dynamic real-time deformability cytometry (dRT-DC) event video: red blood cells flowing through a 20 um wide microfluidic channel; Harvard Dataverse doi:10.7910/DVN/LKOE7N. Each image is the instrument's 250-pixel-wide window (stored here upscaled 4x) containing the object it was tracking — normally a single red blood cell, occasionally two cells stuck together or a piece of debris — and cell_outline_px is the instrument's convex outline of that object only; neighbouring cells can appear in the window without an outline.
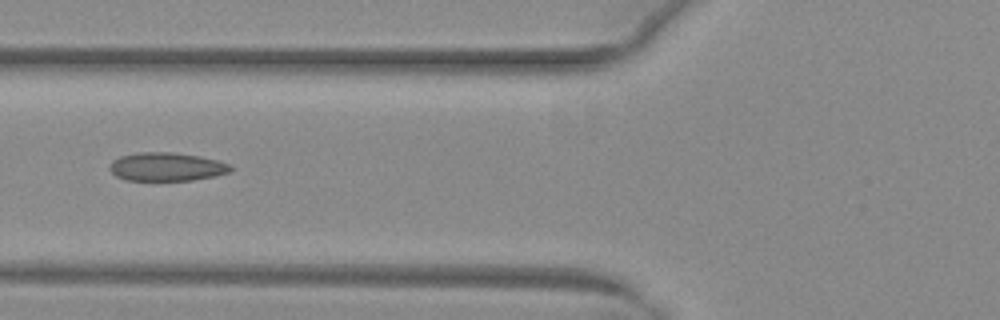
{"species": "common noctule bat (a hibernating species)", "species_latin": "Nyctalus noctula", "temperature_condition": "warm", "stored_images_in_passage": 51, "camera_frame_rate_fps": 3000, "um_per_image_px": 0.085, "animal": {"sex": "female", "body_mass_g": 29.2, "forearm_length_mm": 56.3}, "frame": {"image": 1, "passage_image": 21, "time_ms": 6.667, "image_size_px": [1000, 320], "cell_outline_px": [[232, 172], [192, 180], [128, 180], [116, 176], [108, 168], [112, 160], [120, 156], [136, 152], [172, 152], [200, 156], [232, 164]], "centroid_in_image_um": [14.16, 14.16], "position_along_channel_um": 111.6, "area_um2": 20.11}}
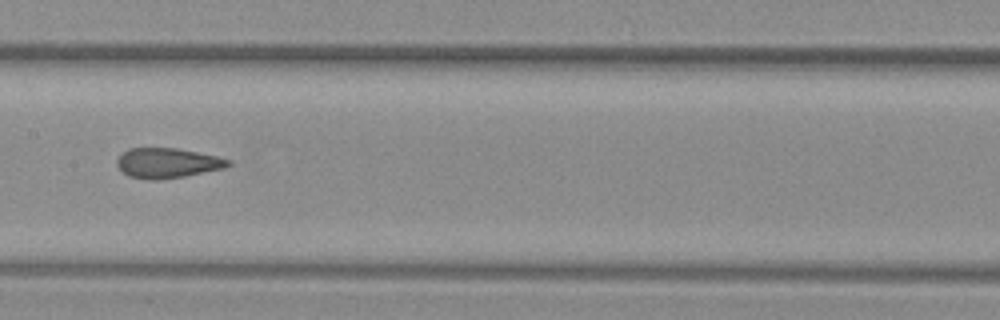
{"frame": {"image": 2, "passage_image": 27, "time_ms": 8.667, "image_size_px": [1000, 320], "cell_outline_px": [[232, 164], [224, 168], [184, 176], [160, 180], [148, 180], [128, 176], [116, 164], [116, 160], [128, 148], [176, 148], [216, 156], [232, 160]], "centroid_in_image_um": [14.23, 13.86], "position_along_channel_um": 193.2, "area_um2": 19.36}}
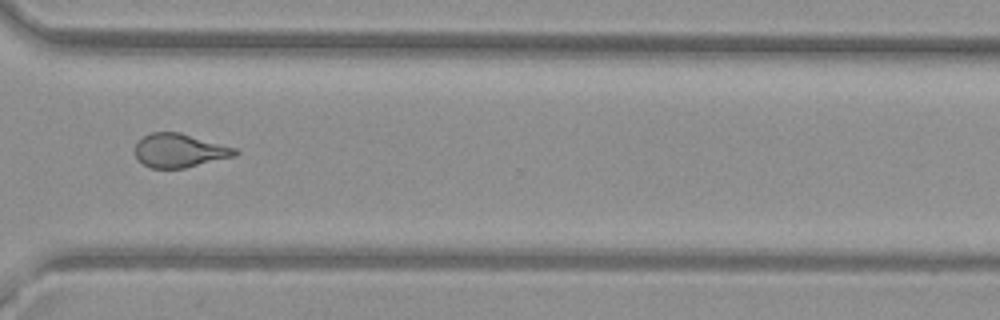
{"frame": {"image": 3, "passage_image": 39, "time_ms": 12.667, "image_size_px": [1000, 320], "cell_outline_px": [[240, 152], [236, 156], [184, 168], [152, 168], [144, 164], [136, 156], [136, 144], [144, 136], [152, 132], [180, 132], [236, 148]], "centroid_in_image_um": [15.3, 12.79], "position_along_channel_um": 355.3, "area_um2": 19.48}, "authors_computed_cell_mechanics": {"area_um2": 21.2704, "velocity_mm_per_s": 4.061, "shape_relaxation_time_tau1_ms": null, "shape_relaxation_time_tau2_ms": 1.252, "deformation_change_tau1": null, "deformation_change_tau2": 0.0819}}